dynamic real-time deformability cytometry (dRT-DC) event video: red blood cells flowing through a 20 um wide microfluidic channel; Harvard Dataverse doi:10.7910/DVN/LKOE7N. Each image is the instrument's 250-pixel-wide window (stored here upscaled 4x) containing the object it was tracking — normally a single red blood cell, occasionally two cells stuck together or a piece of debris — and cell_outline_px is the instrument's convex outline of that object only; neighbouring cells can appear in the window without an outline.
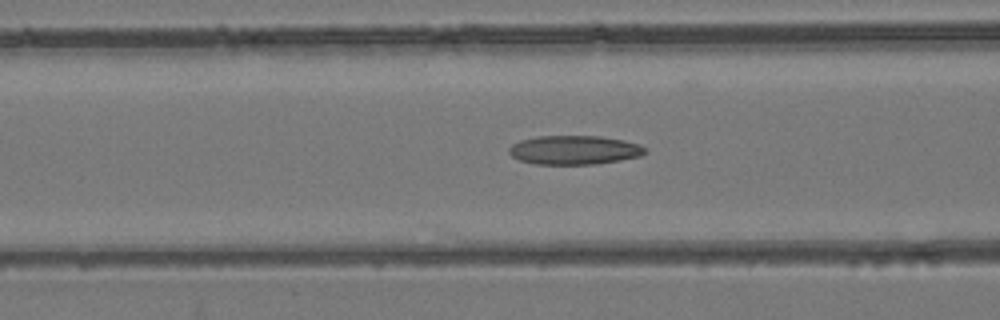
{"species": "common noctule bat (a hibernating species)", "species_latin": "Nyctalus noctula", "temperature_condition": "room temperature", "stored_images_in_passage": 42, "camera_frame_rate_fps": 3000, "um_per_image_px": 0.085, "animal": {"sex": "female", "body_mass_g": 24.6, "forearm_length_mm": 56.2}, "frame": {"image": 1, "passage_image": 10, "time_ms": 3.0, "image_size_px": [1000, 320], "cell_outline_px": [[648, 152], [640, 156], [620, 160], [596, 164], [536, 164], [520, 160], [512, 156], [508, 152], [508, 148], [512, 144], [520, 140], [536, 136], [600, 136], [624, 140], [640, 144]], "centroid_in_image_um": [48.81, 12.74], "position_along_channel_um": 117.8, "area_um2": 23.06}}
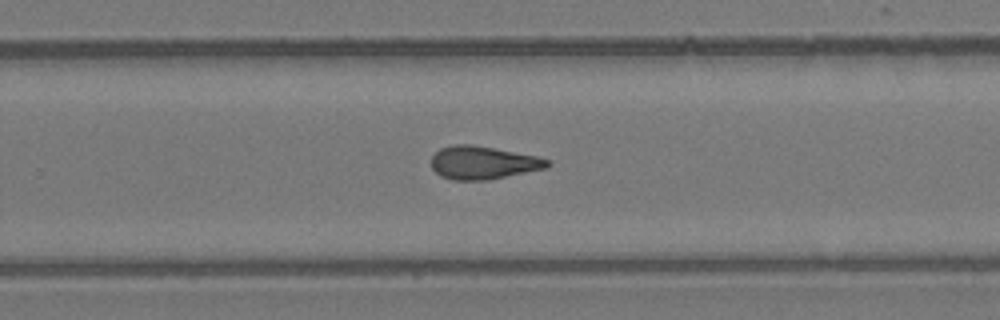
{"frame": {"image": 2, "passage_image": 23, "time_ms": 7.333, "image_size_px": [1000, 320], "cell_outline_px": [[552, 164], [548, 168], [488, 180], [452, 180], [440, 176], [432, 168], [432, 156], [440, 148], [452, 144], [472, 144], [536, 156], [548, 160]], "centroid_in_image_um": [41.05, 13.83], "position_along_channel_um": 288.7, "area_um2": 22.43}}
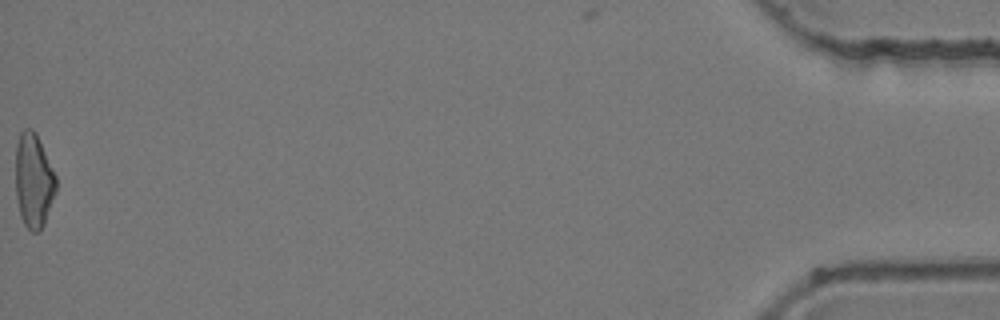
{"frame": {"image": 3, "passage_image": 42, "time_ms": 13.667, "image_size_px": [1000, 320], "cell_outline_px": [[56, 192], [44, 224], [36, 232], [32, 232], [24, 224], [20, 216], [16, 196], [16, 144], [20, 132], [24, 128], [32, 128], [36, 132], [56, 176]], "centroid_in_image_um": [2.85, 15.33], "position_along_channel_um": 432.3, "area_um2": 22.25}, "authors_computed_cell_mechanics": {"area_um2": 22.253, "velocity_mm_per_s": 3.9403, "shape_relaxation_time_tau1_ms": null, "shape_relaxation_time_tau2_ms": 3.8059, "deformation_change_tau1": null, "deformation_change_tau2": 0.1344}}